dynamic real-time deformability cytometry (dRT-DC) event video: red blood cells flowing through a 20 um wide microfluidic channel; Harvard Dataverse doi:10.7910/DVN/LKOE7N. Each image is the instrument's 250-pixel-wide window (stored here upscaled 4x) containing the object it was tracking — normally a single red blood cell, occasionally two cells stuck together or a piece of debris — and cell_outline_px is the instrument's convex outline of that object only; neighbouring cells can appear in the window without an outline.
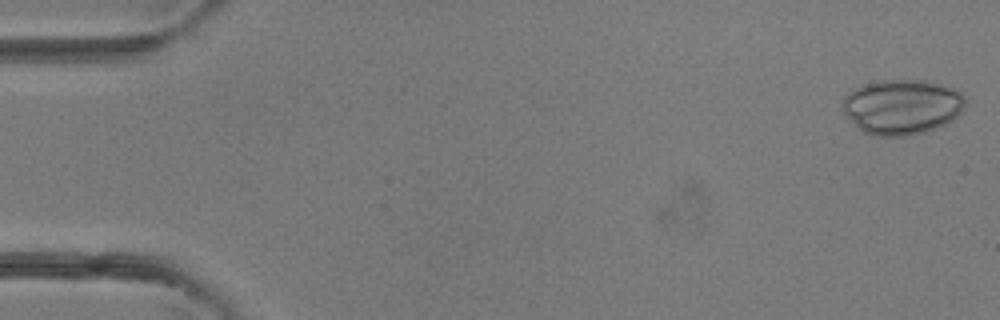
{"species": "common noctule bat (a hibernating species)", "species_latin": "Nyctalus noctula", "temperature_condition": "room temperature", "stored_images_in_passage": 11, "camera_frame_rate_fps": 3000, "um_per_image_px": 0.085, "animal": {"sex": "female"}, "frame": {"image": 1, "passage_image": 1, "time_ms": 0.0, "image_size_px": [1000, 320], "cell_outline_px": [[964, 108], [952, 120], [936, 128], [924, 132], [904, 136], [876, 136], [864, 132], [844, 112], [844, 96], [852, 88], [864, 84], [880, 80], [932, 80], [956, 88], [964, 96]], "centroid_in_image_um": [76.7, 9.05], "position_along_channel_um": 8.3, "area_um2": 39.42}}